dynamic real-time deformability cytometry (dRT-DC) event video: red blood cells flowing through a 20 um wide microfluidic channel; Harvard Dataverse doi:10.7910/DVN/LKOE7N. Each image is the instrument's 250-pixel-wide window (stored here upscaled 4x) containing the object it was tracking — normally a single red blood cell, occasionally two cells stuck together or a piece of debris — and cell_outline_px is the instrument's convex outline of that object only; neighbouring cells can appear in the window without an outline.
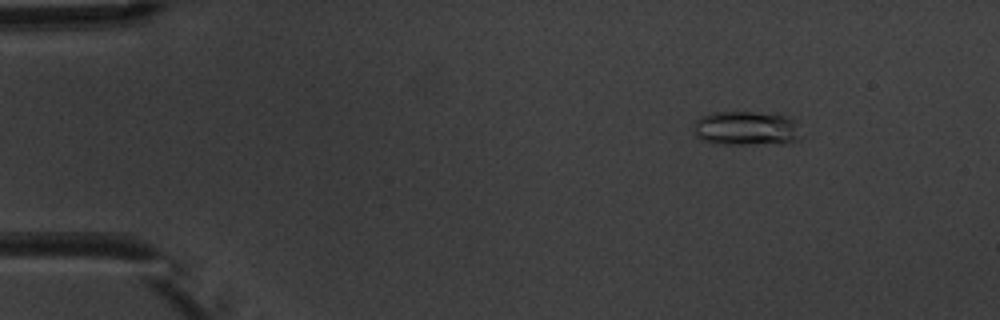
{"species": "common noctule bat (a hibernating species)", "species_latin": "Nyctalus noctula", "temperature_condition": "warm", "stored_images_in_passage": 3, "camera_frame_rate_fps": 3000, "um_per_image_px": 0.085, "animal": {"sex": "male", "body_mass_g": 20.1, "forearm_length_mm": 53.5}, "frame": {"image": 1, "passage_image": 3, "time_ms": 2.333, "image_size_px": [1000, 320], "cell_outline_px": [[804, 136], [800, 140], [788, 144], [716, 144], [700, 140], [696, 136], [696, 120], [700, 116], [712, 112], [752, 112], [788, 116], [792, 120]], "centroid_in_image_um": [63.48, 10.94], "position_along_channel_um": 21.5, "area_um2": 21.79}}